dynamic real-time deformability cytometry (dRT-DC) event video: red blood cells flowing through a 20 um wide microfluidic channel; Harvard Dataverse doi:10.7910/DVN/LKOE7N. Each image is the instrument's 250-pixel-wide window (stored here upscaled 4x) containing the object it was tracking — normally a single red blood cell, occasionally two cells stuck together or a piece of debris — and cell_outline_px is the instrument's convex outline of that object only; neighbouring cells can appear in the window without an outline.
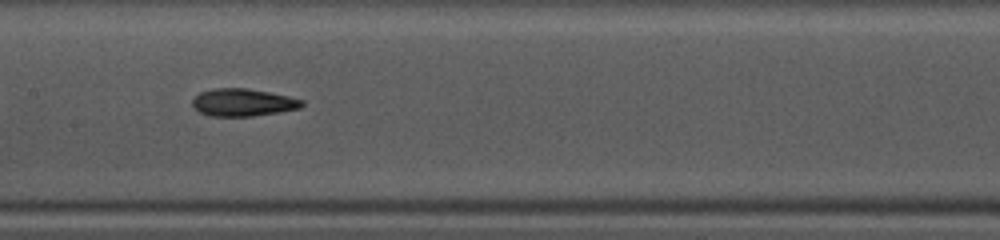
{"species": "common noctule bat (a hibernating species)", "species_latin": "Nyctalus noctula", "temperature_condition": "warm", "stored_images_in_passage": 35, "camera_frame_rate_fps": 3000, "um_per_image_px": 0.085, "animal": {"sex": "female", "body_mass_g": 10.0, "forearm_length_mm": 53.1}, "frame": {"image": 1, "passage_image": 11, "time_ms": 3.333, "image_size_px": [1000, 240], "cell_outline_px": [[304, 104], [300, 108], [280, 112], [252, 116], [212, 116], [200, 112], [192, 108], [192, 100], [200, 92], [212, 88], [248, 88], [288, 96], [304, 100]], "centroid_in_image_um": [20.64, 8.7], "position_along_channel_um": 186.8, "area_um2": 17.63}}
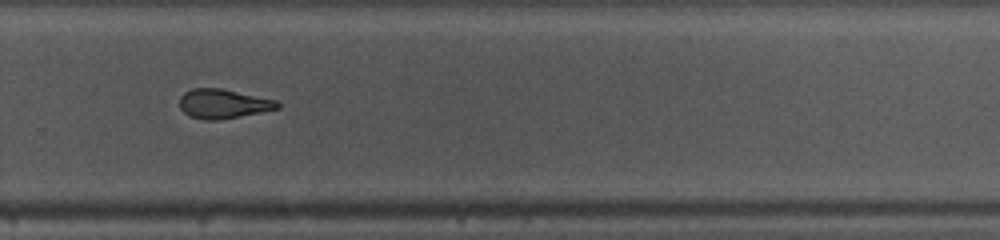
{"frame": {"image": 2, "passage_image": 20, "time_ms": 6.333, "image_size_px": [1000, 240], "cell_outline_px": [[280, 108], [220, 120], [204, 120], [188, 116], [180, 108], [180, 96], [184, 92], [192, 88], [220, 88], [276, 100], [280, 104]], "centroid_in_image_um": [18.94, 8.82], "position_along_channel_um": 310.9, "area_um2": 16.7}}